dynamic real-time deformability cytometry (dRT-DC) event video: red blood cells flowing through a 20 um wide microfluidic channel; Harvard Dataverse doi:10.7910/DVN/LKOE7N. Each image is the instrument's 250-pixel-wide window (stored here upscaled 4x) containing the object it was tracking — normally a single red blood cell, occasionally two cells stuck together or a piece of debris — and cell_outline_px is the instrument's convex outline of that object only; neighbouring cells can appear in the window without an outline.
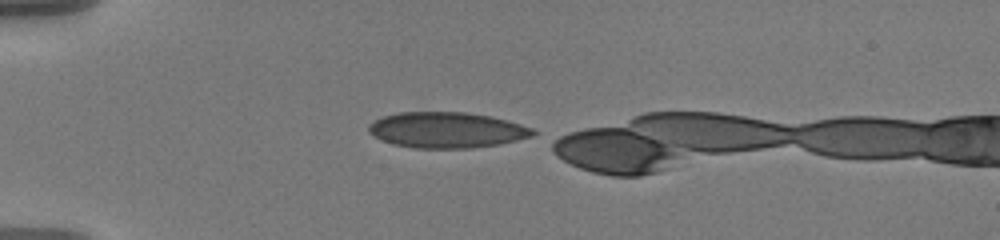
{"species": "human", "species_latin": "Homo sapiens", "temperature_condition": "warm", "stored_images_in_passage": 35, "camera_frame_rate_fps": 3000, "um_per_image_px": 0.085, "donor": {"sex": "male"}, "frame": {"image": 1, "passage_image": 1, "time_ms": 0.0, "image_size_px": [1000, 240], "cell_outline_px": [[536, 132], [532, 136], [500, 144], [472, 148], [416, 148], [392, 144], [368, 132], [368, 124], [384, 116], [400, 112], [464, 112], [488, 116], [508, 120], [532, 128]], "centroid_in_image_um": [37.98, 11.05], "position_along_channel_um": 47.0, "area_um2": 33.99}}
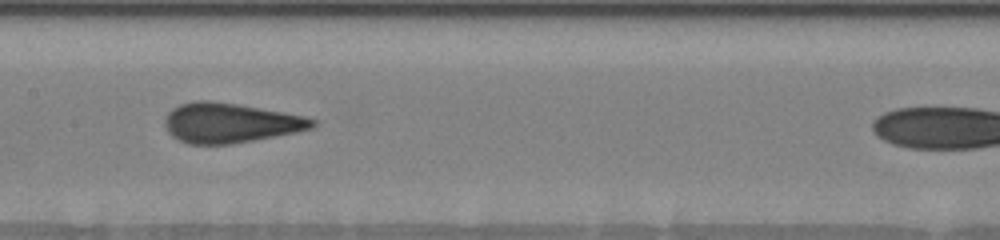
{"frame": {"image": 2, "passage_image": 15, "time_ms": 4.667, "image_size_px": [1000, 240], "cell_outline_px": [[316, 124], [312, 128], [296, 132], [276, 136], [232, 144], [188, 144], [172, 136], [168, 132], [164, 124], [164, 120], [168, 112], [172, 108], [180, 104], [196, 100], [212, 100], [284, 112], [304, 116], [316, 120]], "centroid_in_image_um": [19.54, 10.44], "position_along_channel_um": 187.9, "area_um2": 34.22}}
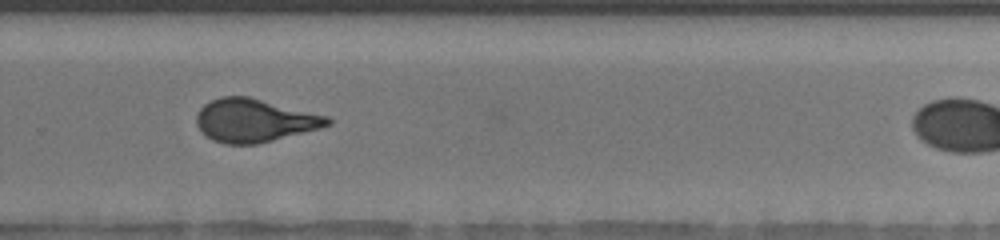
{"frame": {"image": 3, "passage_image": 25, "time_ms": 8.0, "image_size_px": [1000, 240], "cell_outline_px": [[332, 124], [320, 128], [256, 144], [224, 144], [212, 140], [200, 132], [196, 124], [196, 116], [200, 108], [204, 104], [220, 96], [248, 96], [328, 116], [332, 120]], "centroid_in_image_um": [21.59, 10.24], "position_along_channel_um": 308.2, "area_um2": 32.95}}